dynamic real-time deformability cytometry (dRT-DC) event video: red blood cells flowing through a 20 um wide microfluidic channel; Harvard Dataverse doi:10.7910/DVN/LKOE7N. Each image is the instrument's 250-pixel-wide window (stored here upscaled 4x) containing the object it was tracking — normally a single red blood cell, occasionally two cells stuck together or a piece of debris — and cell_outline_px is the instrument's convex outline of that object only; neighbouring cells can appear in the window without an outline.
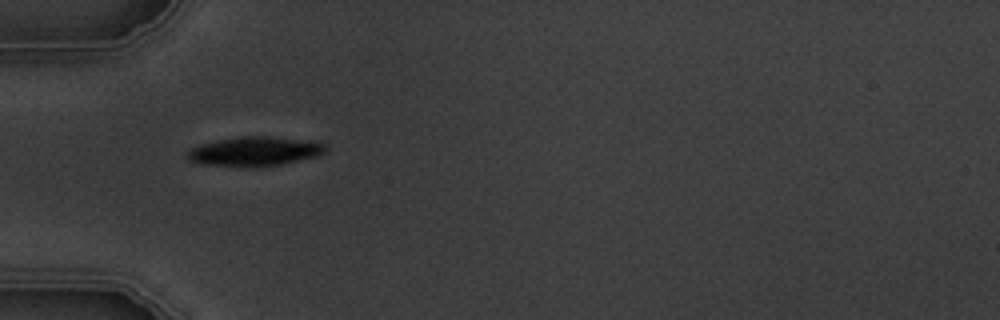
{"species": "common noctule bat (a hibernating species)", "species_latin": "Nyctalus noctula", "temperature_condition": "warm", "stored_images_in_passage": 4, "camera_frame_rate_fps": 3000, "um_per_image_px": 0.085, "animal": {"sex": "male", "body_mass_g": 19.5, "forearm_length_mm": 54.6}, "frame": {"image": 1, "passage_image": 1, "time_ms": 0.0, "image_size_px": [1000, 320], "cell_outline_px": [[324, 152], [316, 156], [284, 164], [260, 168], [240, 168], [200, 164], [192, 160], [188, 156], [188, 152], [192, 148], [200, 144], [240, 136], [268, 136], [312, 140], [324, 144]], "centroid_in_image_um": [21.66, 12.89], "position_along_channel_um": 63.3, "area_um2": 23.93}}
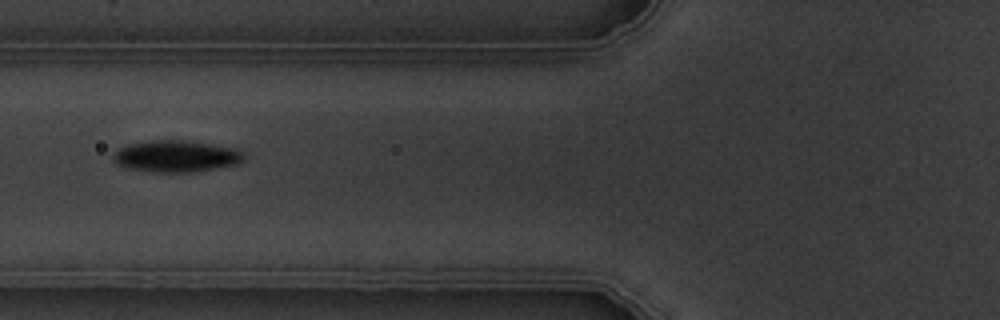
{"frame": {"image": 2, "passage_image": 2, "time_ms": 1.333, "image_size_px": [1000, 320], "cell_outline_px": [[244, 156], [236, 164], [188, 172], [156, 172], [128, 168], [120, 164], [112, 156], [116, 148], [128, 144], [152, 140], [184, 140], [212, 144], [236, 148]], "centroid_in_image_um": [14.92, 13.26], "position_along_channel_um": 110.9, "area_um2": 23.64}}